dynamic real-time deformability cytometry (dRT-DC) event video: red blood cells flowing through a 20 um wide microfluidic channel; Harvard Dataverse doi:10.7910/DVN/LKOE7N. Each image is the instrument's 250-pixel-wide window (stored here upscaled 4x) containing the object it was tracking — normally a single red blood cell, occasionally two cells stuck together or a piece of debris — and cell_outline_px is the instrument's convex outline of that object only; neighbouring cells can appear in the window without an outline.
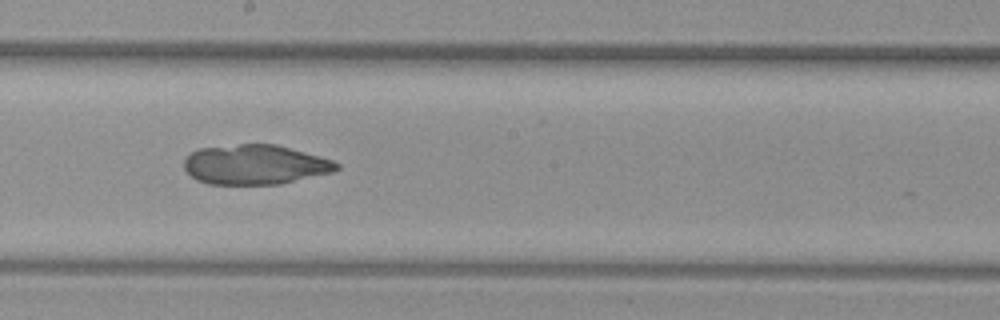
{"species": "common noctule bat (a hibernating species)", "species_latin": "Nyctalus noctula", "temperature_condition": "warm", "stored_images_in_passage": 50, "camera_frame_rate_fps": 3000, "um_per_image_px": 0.085, "animal": {"sex": "female", "body_mass_g": 29.2, "forearm_length_mm": 56.3}, "frame": {"image": 1, "passage_image": 27, "time_ms": 8.667, "image_size_px": [1000, 320], "cell_outline_px": [[340, 168], [332, 172], [280, 184], [208, 184], [196, 180], [184, 168], [184, 160], [192, 152], [200, 148], [240, 144], [276, 144], [320, 156], [332, 160], [340, 164]], "centroid_in_image_um": [21.69, 13.99], "position_along_channel_um": 226.5, "area_um2": 35.2}}
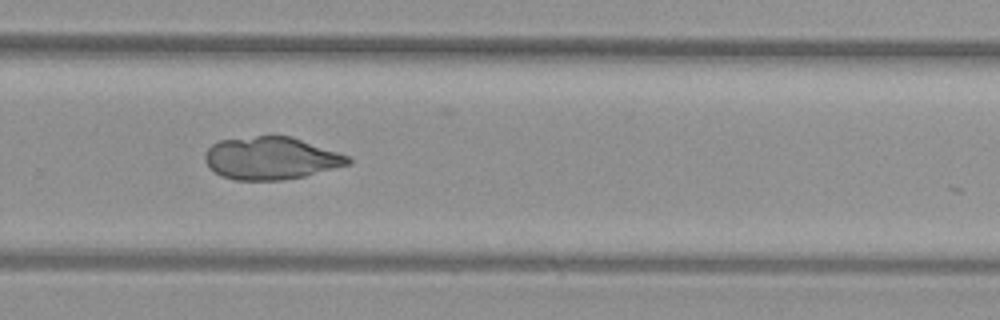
{"frame": {"image": 2, "passage_image": 33, "time_ms": 10.667, "image_size_px": [1000, 320], "cell_outline_px": [[352, 160], [348, 164], [304, 176], [284, 180], [236, 180], [220, 176], [208, 168], [204, 160], [204, 152], [212, 144], [220, 140], [256, 136], [292, 136], [348, 156]], "centroid_in_image_um": [22.96, 13.45], "position_along_channel_um": 306.8, "area_um2": 35.43}}
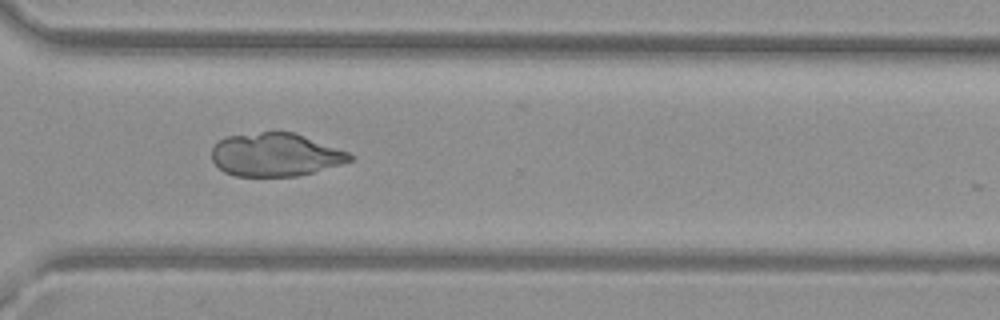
{"frame": {"image": 3, "passage_image": 36, "time_ms": 11.667, "image_size_px": [1000, 320], "cell_outline_px": [[356, 156], [352, 160], [340, 164], [312, 172], [296, 176], [236, 176], [224, 172], [212, 160], [212, 148], [224, 136], [260, 132], [296, 132], [348, 152]], "centroid_in_image_um": [23.41, 13.14], "position_along_channel_um": 347.2, "area_um2": 34.74}}